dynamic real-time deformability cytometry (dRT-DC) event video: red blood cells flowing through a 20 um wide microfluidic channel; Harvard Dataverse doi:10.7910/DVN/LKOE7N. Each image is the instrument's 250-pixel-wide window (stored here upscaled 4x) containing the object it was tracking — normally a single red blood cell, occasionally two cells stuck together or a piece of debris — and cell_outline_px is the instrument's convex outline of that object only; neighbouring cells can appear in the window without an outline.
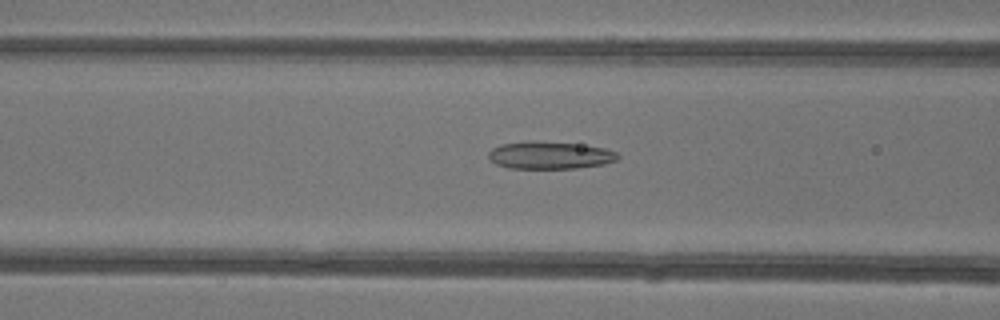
{"species": "common noctule bat (a hibernating species)", "species_latin": "Nyctalus noctula", "temperature_condition": "warm", "stored_images_in_passage": 40, "camera_frame_rate_fps": 3000, "um_per_image_px": 0.085, "animal": {"sex": "female"}, "frame": {"image": 1, "passage_image": 11, "time_ms": 3.333, "image_size_px": [1000, 320], "cell_outline_px": [[620, 156], [616, 160], [604, 164], [576, 168], [508, 168], [496, 164], [488, 156], [488, 152], [492, 148], [500, 144], [524, 140], [536, 140], [576, 144], [604, 148], [616, 152]], "centroid_in_image_um": [46.69, 13.18], "position_along_channel_um": 119.9, "area_um2": 20.81}}
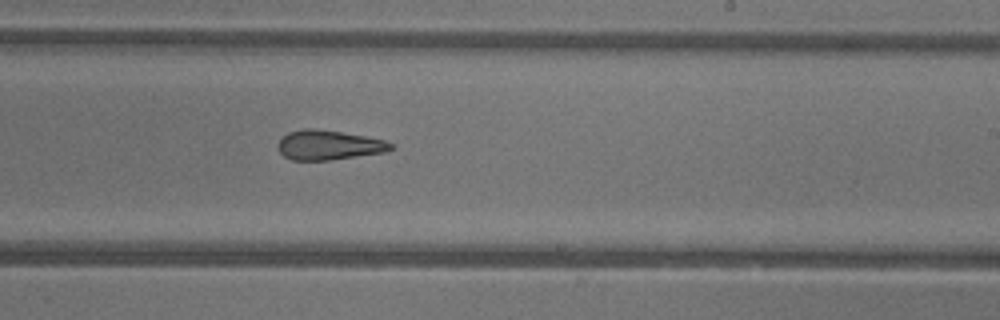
{"frame": {"image": 2, "passage_image": 21, "time_ms": 6.667, "image_size_px": [1000, 320], "cell_outline_px": [[392, 148], [384, 152], [328, 160], [292, 160], [284, 156], [280, 152], [276, 144], [288, 132], [304, 128], [316, 128], [364, 136], [384, 140], [392, 144]], "centroid_in_image_um": [27.88, 12.32], "position_along_channel_um": 261.1, "area_um2": 19.25}}
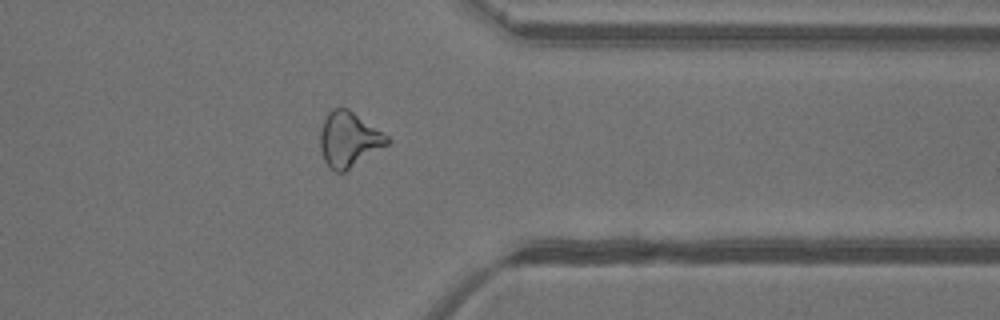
{"frame": {"image": 3, "passage_image": 30, "time_ms": 9.667, "image_size_px": [1000, 320], "cell_outline_px": [[388, 144], [344, 172], [336, 172], [324, 160], [320, 148], [320, 132], [324, 120], [328, 112], [332, 108], [348, 108], [388, 136]], "centroid_in_image_um": [29.63, 11.84], "position_along_channel_um": 381.8, "area_um2": 21.1}, "authors_computed_cell_mechanics": {"area_um2": 21.0392, "velocity_mm_per_s": 4.2422, "shape_relaxation_time_tau1_ms": null, "shape_relaxation_time_tau2_ms": 2.915, "deformation_change_tau1": null, "deformation_change_tau2": 0.1295}}